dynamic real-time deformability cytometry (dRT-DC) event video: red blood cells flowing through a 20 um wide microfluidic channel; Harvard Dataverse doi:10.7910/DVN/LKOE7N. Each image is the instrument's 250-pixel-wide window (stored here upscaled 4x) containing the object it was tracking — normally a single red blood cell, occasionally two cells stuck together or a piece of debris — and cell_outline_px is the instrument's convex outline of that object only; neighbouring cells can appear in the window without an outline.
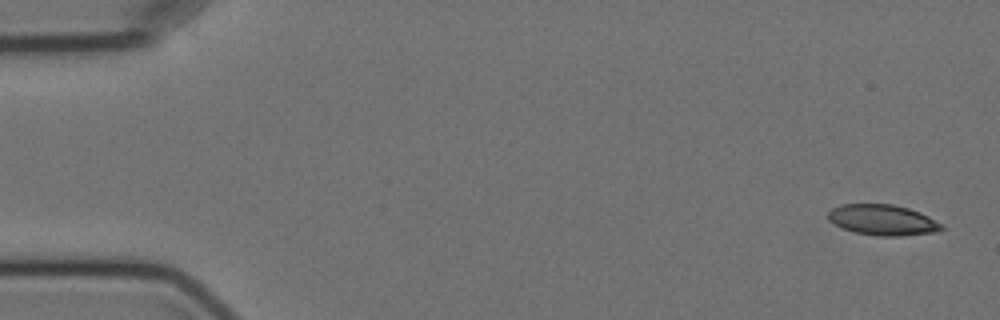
{"species": "Egyptian fruit bat (a non-hibernating species)", "species_latin": "Rousettus aegyptiacus", "temperature_condition": "cold", "stored_images_in_passage": 2, "camera_frame_rate_fps": 3000, "um_per_image_px": 0.085, "animal": {"sex": "female"}, "frame": {"image": 1, "passage_image": 1, "time_ms": 0.0, "image_size_px": [1000, 320], "cell_outline_px": [[944, 228], [936, 232], [900, 236], [876, 236], [856, 232], [844, 228], [828, 220], [828, 212], [832, 208], [840, 204], [892, 204], [908, 208], [920, 212], [944, 224]], "centroid_in_image_um": [75.05, 18.69], "position_along_channel_um": 9.9, "area_um2": 20.29}}